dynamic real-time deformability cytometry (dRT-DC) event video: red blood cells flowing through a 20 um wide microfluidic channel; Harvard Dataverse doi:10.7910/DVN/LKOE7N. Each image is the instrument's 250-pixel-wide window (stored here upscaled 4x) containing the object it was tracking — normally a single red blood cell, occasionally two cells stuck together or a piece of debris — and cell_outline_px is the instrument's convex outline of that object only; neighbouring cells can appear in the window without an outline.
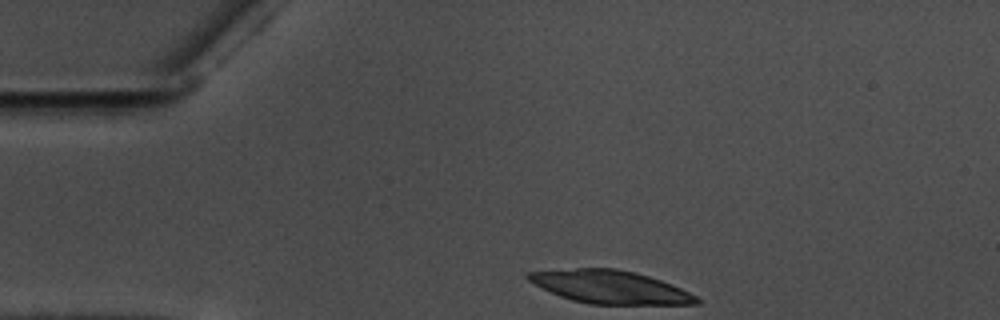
{"species": "common noctule bat (a hibernating species)", "species_latin": "Nyctalus noctula", "temperature_condition": "warm", "stored_images_in_passage": 35, "camera_frame_rate_fps": 3000, "um_per_image_px": 0.085, "animal": {"sex": "male", "body_mass_g": 17.5, "forearm_length_mm": 52.3}, "frame": {"image": 1, "passage_image": 1, "time_ms": 0.0, "image_size_px": [1000, 320], "cell_outline_px": [[704, 300], [700, 304], [588, 304], [572, 300], [560, 296], [528, 280], [524, 276], [524, 272], [576, 268], [616, 268], [636, 272], [672, 284]], "centroid_in_image_um": [51.87, 24.39], "position_along_channel_um": 33.1, "area_um2": 32.37}}